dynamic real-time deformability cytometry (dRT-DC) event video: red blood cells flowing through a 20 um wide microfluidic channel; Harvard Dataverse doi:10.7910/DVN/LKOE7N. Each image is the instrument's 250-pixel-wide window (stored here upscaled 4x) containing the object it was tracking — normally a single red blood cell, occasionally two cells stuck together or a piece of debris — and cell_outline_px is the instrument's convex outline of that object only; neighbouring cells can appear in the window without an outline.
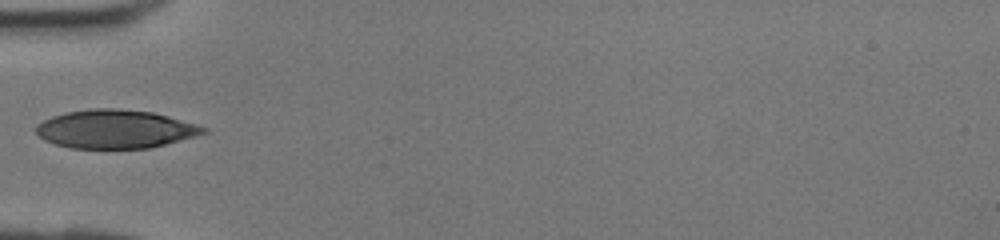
{"species": "human", "species_latin": "Homo sapiens", "temperature_condition": "room temperature", "stored_images_in_passage": 25, "camera_frame_rate_fps": 3000, "um_per_image_px": 0.085, "donor": {"sex": "female"}, "frame": {"image": 1, "passage_image": 1, "time_ms": 0.0, "image_size_px": [1000, 240], "cell_outline_px": [[208, 132], [164, 144], [148, 148], [72, 148], [56, 144], [44, 140], [36, 132], [36, 124], [52, 116], [64, 112], [92, 108], [116, 108], [152, 112], [168, 116], [208, 128]], "centroid_in_image_um": [9.76, 10.96], "position_along_channel_um": 75.2, "area_um2": 37.28}}
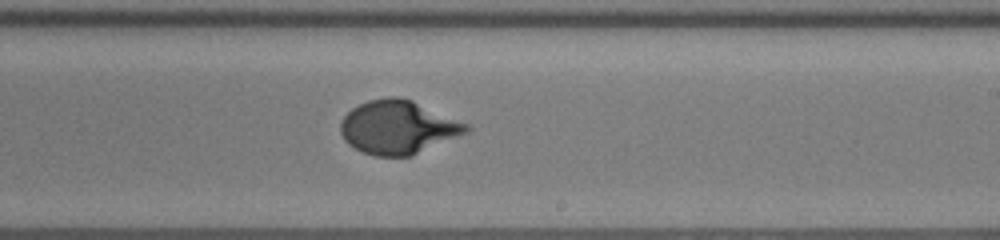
{"frame": {"image": 2, "passage_image": 12, "time_ms": 3.667, "image_size_px": [1000, 240], "cell_outline_px": [[472, 128], [468, 132], [412, 156], [372, 156], [348, 144], [344, 140], [340, 132], [340, 120], [352, 108], [368, 100], [388, 96], [400, 96], [412, 100], [468, 124]], "centroid_in_image_um": [33.82, 10.81], "position_along_channel_um": 255.2, "area_um2": 39.3}}
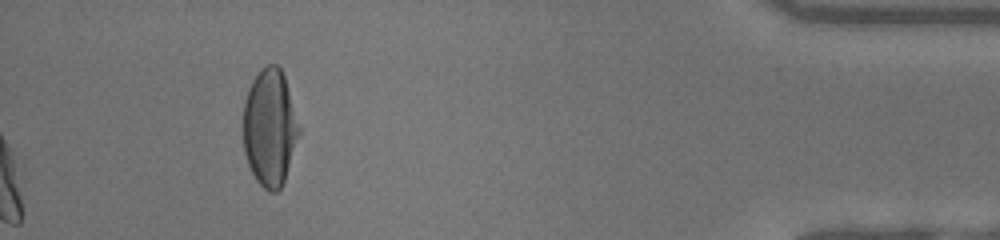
{"frame": {"image": 3, "passage_image": 25, "time_ms": 8.0, "image_size_px": [1000, 240], "cell_outline_px": [[300, 132], [284, 180], [280, 188], [276, 192], [268, 192], [256, 180], [248, 164], [244, 152], [244, 100], [248, 88], [252, 80], [260, 68], [268, 64], [276, 64], [280, 68], [284, 76], [300, 128]], "centroid_in_image_um": [22.92, 10.83], "position_along_channel_um": 412.3, "area_um2": 37.86}}